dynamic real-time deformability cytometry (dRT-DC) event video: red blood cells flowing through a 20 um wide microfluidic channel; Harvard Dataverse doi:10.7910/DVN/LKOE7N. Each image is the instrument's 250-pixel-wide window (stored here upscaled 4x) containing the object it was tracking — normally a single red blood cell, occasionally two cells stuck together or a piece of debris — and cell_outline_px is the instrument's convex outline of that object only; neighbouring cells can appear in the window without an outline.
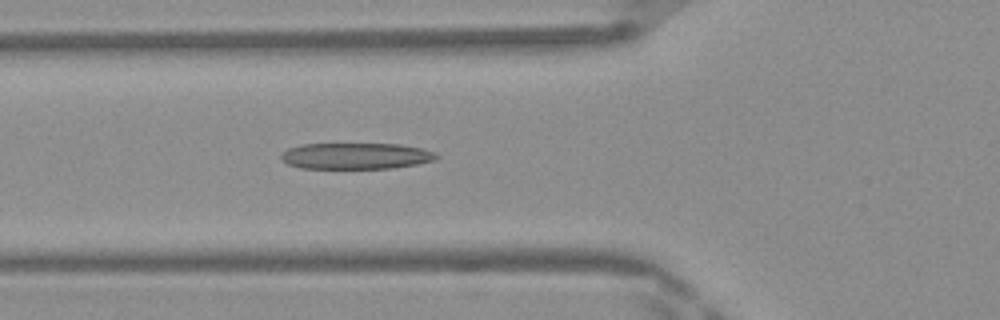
{"species": "Egyptian fruit bat (a non-hibernating species)", "species_latin": "Rousettus aegyptiacus", "temperature_condition": "warm", "stored_images_in_passage": 37, "camera_frame_rate_fps": 3000, "um_per_image_px": 0.085, "frame": {"image": 1, "passage_image": 6, "time_ms": 1.667, "image_size_px": [1000, 320], "cell_outline_px": [[440, 156], [432, 160], [416, 164], [392, 168], [300, 168], [288, 164], [280, 156], [280, 152], [288, 148], [304, 144], [400, 144], [420, 148], [432, 152]], "centroid_in_image_um": [30.2, 13.25], "position_along_channel_um": 95.6, "area_um2": 23.52}}
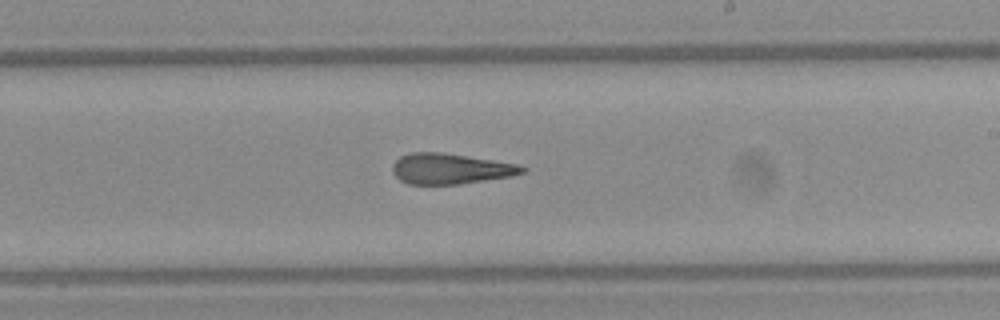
{"frame": {"image": 2, "passage_image": 17, "time_ms": 5.333, "image_size_px": [1000, 320], "cell_outline_px": [[528, 168], [524, 172], [508, 176], [460, 184], [408, 184], [400, 180], [392, 172], [392, 164], [400, 156], [412, 152], [444, 152], [516, 164]], "centroid_in_image_um": [38.23, 14.33], "position_along_channel_um": 250.8, "area_um2": 22.95}}
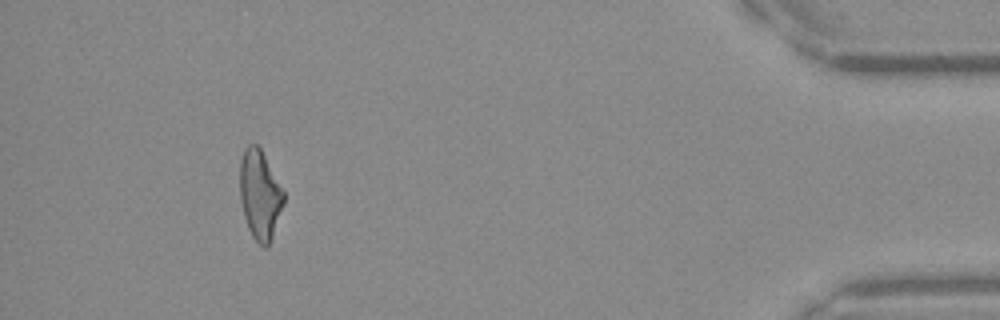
{"frame": {"image": 3, "passage_image": 33, "time_ms": 10.667, "image_size_px": [1000, 320], "cell_outline_px": [[284, 204], [268, 248], [264, 248], [252, 236], [248, 228], [244, 216], [240, 200], [240, 160], [244, 148], [248, 144], [256, 144], [260, 148], [284, 192]], "centroid_in_image_um": [22.08, 16.57], "position_along_channel_um": 413.1, "area_um2": 22.72}, "authors_computed_cell_mechanics": {"area_um2": 23.4668, "velocity_mm_per_s": 4.2077, "shape_relaxation_time_tau1_ms": null, "shape_relaxation_time_tau2_ms": 2.3221, "deformation_change_tau1": null, "deformation_change_tau2": 0.1469}}